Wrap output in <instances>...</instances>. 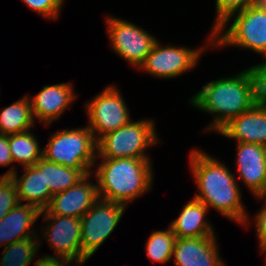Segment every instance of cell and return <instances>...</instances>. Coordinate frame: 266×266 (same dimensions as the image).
Segmentation results:
<instances>
[{
	"instance_id": "1",
	"label": "cell",
	"mask_w": 266,
	"mask_h": 266,
	"mask_svg": "<svg viewBox=\"0 0 266 266\" xmlns=\"http://www.w3.org/2000/svg\"><path fill=\"white\" fill-rule=\"evenodd\" d=\"M189 162L199 190L194 198L208 208L211 206L226 218L246 226L250 218L242 203L237 178L229 168L198 149L192 150Z\"/></svg>"
},
{
	"instance_id": "2",
	"label": "cell",
	"mask_w": 266,
	"mask_h": 266,
	"mask_svg": "<svg viewBox=\"0 0 266 266\" xmlns=\"http://www.w3.org/2000/svg\"><path fill=\"white\" fill-rule=\"evenodd\" d=\"M190 103L201 111L212 113L213 122L206 129L218 132L230 120L257 103L250 69L233 77L210 81L190 99Z\"/></svg>"
},
{
	"instance_id": "3",
	"label": "cell",
	"mask_w": 266,
	"mask_h": 266,
	"mask_svg": "<svg viewBox=\"0 0 266 266\" xmlns=\"http://www.w3.org/2000/svg\"><path fill=\"white\" fill-rule=\"evenodd\" d=\"M101 160L94 171L99 198L127 206L151 189L153 169L149 158Z\"/></svg>"
},
{
	"instance_id": "4",
	"label": "cell",
	"mask_w": 266,
	"mask_h": 266,
	"mask_svg": "<svg viewBox=\"0 0 266 266\" xmlns=\"http://www.w3.org/2000/svg\"><path fill=\"white\" fill-rule=\"evenodd\" d=\"M232 17H235L233 23L225 33H222ZM209 38L208 43L213 47L232 45L250 49L266 57V7L258 1L232 13L212 30Z\"/></svg>"
},
{
	"instance_id": "5",
	"label": "cell",
	"mask_w": 266,
	"mask_h": 266,
	"mask_svg": "<svg viewBox=\"0 0 266 266\" xmlns=\"http://www.w3.org/2000/svg\"><path fill=\"white\" fill-rule=\"evenodd\" d=\"M42 150L47 161L74 169H92L97 160V141L88 126L54 132Z\"/></svg>"
},
{
	"instance_id": "6",
	"label": "cell",
	"mask_w": 266,
	"mask_h": 266,
	"mask_svg": "<svg viewBox=\"0 0 266 266\" xmlns=\"http://www.w3.org/2000/svg\"><path fill=\"white\" fill-rule=\"evenodd\" d=\"M154 124L149 119L130 121L105 134L97 141L96 158H150L145 149L159 142Z\"/></svg>"
},
{
	"instance_id": "7",
	"label": "cell",
	"mask_w": 266,
	"mask_h": 266,
	"mask_svg": "<svg viewBox=\"0 0 266 266\" xmlns=\"http://www.w3.org/2000/svg\"><path fill=\"white\" fill-rule=\"evenodd\" d=\"M126 205L99 198L81 217L82 253L89 259L111 235Z\"/></svg>"
},
{
	"instance_id": "8",
	"label": "cell",
	"mask_w": 266,
	"mask_h": 266,
	"mask_svg": "<svg viewBox=\"0 0 266 266\" xmlns=\"http://www.w3.org/2000/svg\"><path fill=\"white\" fill-rule=\"evenodd\" d=\"M119 91L115 85H109L85 105L89 116L87 126L96 141L131 121L129 110Z\"/></svg>"
},
{
	"instance_id": "9",
	"label": "cell",
	"mask_w": 266,
	"mask_h": 266,
	"mask_svg": "<svg viewBox=\"0 0 266 266\" xmlns=\"http://www.w3.org/2000/svg\"><path fill=\"white\" fill-rule=\"evenodd\" d=\"M107 32L113 51L139 69L157 42L137 25L116 17H107Z\"/></svg>"
},
{
	"instance_id": "10",
	"label": "cell",
	"mask_w": 266,
	"mask_h": 266,
	"mask_svg": "<svg viewBox=\"0 0 266 266\" xmlns=\"http://www.w3.org/2000/svg\"><path fill=\"white\" fill-rule=\"evenodd\" d=\"M43 214V222L50 221L44 227V238L54 249L56 258L74 260L75 266L85 263L88 258L82 253L81 218L52 215L46 209L40 216Z\"/></svg>"
},
{
	"instance_id": "11",
	"label": "cell",
	"mask_w": 266,
	"mask_h": 266,
	"mask_svg": "<svg viewBox=\"0 0 266 266\" xmlns=\"http://www.w3.org/2000/svg\"><path fill=\"white\" fill-rule=\"evenodd\" d=\"M205 48L161 46L157 41L140 69L157 78H175L193 69Z\"/></svg>"
},
{
	"instance_id": "12",
	"label": "cell",
	"mask_w": 266,
	"mask_h": 266,
	"mask_svg": "<svg viewBox=\"0 0 266 266\" xmlns=\"http://www.w3.org/2000/svg\"><path fill=\"white\" fill-rule=\"evenodd\" d=\"M88 177L91 173L66 191L54 194L46 210L52 215L81 218L99 199L97 184L90 183Z\"/></svg>"
},
{
	"instance_id": "13",
	"label": "cell",
	"mask_w": 266,
	"mask_h": 266,
	"mask_svg": "<svg viewBox=\"0 0 266 266\" xmlns=\"http://www.w3.org/2000/svg\"><path fill=\"white\" fill-rule=\"evenodd\" d=\"M24 168L25 172L20 177L13 166L0 177H10L14 182L19 203L25 201V204L36 206L40 211L45 210L53 195L49 187H45L44 158L35 165Z\"/></svg>"
},
{
	"instance_id": "14",
	"label": "cell",
	"mask_w": 266,
	"mask_h": 266,
	"mask_svg": "<svg viewBox=\"0 0 266 266\" xmlns=\"http://www.w3.org/2000/svg\"><path fill=\"white\" fill-rule=\"evenodd\" d=\"M216 236L176 238L175 266H225L218 254Z\"/></svg>"
},
{
	"instance_id": "15",
	"label": "cell",
	"mask_w": 266,
	"mask_h": 266,
	"mask_svg": "<svg viewBox=\"0 0 266 266\" xmlns=\"http://www.w3.org/2000/svg\"><path fill=\"white\" fill-rule=\"evenodd\" d=\"M236 145L239 178L255 196L266 193V147L243 142Z\"/></svg>"
},
{
	"instance_id": "16",
	"label": "cell",
	"mask_w": 266,
	"mask_h": 266,
	"mask_svg": "<svg viewBox=\"0 0 266 266\" xmlns=\"http://www.w3.org/2000/svg\"><path fill=\"white\" fill-rule=\"evenodd\" d=\"M217 133L236 139L237 143H254L266 147V105L256 103L250 110L230 120Z\"/></svg>"
},
{
	"instance_id": "17",
	"label": "cell",
	"mask_w": 266,
	"mask_h": 266,
	"mask_svg": "<svg viewBox=\"0 0 266 266\" xmlns=\"http://www.w3.org/2000/svg\"><path fill=\"white\" fill-rule=\"evenodd\" d=\"M75 98L76 94L70 83L46 85L37 95L30 97L33 118L48 125L58 120Z\"/></svg>"
},
{
	"instance_id": "18",
	"label": "cell",
	"mask_w": 266,
	"mask_h": 266,
	"mask_svg": "<svg viewBox=\"0 0 266 266\" xmlns=\"http://www.w3.org/2000/svg\"><path fill=\"white\" fill-rule=\"evenodd\" d=\"M22 203H18L0 219V244L4 247L22 239L38 238L31 227L41 211L36 206Z\"/></svg>"
},
{
	"instance_id": "19",
	"label": "cell",
	"mask_w": 266,
	"mask_h": 266,
	"mask_svg": "<svg viewBox=\"0 0 266 266\" xmlns=\"http://www.w3.org/2000/svg\"><path fill=\"white\" fill-rule=\"evenodd\" d=\"M208 207L198 199H191L181 210L179 217L169 225L176 238L215 236L213 227L204 217Z\"/></svg>"
},
{
	"instance_id": "20",
	"label": "cell",
	"mask_w": 266,
	"mask_h": 266,
	"mask_svg": "<svg viewBox=\"0 0 266 266\" xmlns=\"http://www.w3.org/2000/svg\"><path fill=\"white\" fill-rule=\"evenodd\" d=\"M35 123L30 97L23 98L5 107L0 112V134L11 135L31 129Z\"/></svg>"
},
{
	"instance_id": "21",
	"label": "cell",
	"mask_w": 266,
	"mask_h": 266,
	"mask_svg": "<svg viewBox=\"0 0 266 266\" xmlns=\"http://www.w3.org/2000/svg\"><path fill=\"white\" fill-rule=\"evenodd\" d=\"M92 172L91 169L69 168L44 159L45 187H49L52 195L66 191Z\"/></svg>"
},
{
	"instance_id": "22",
	"label": "cell",
	"mask_w": 266,
	"mask_h": 266,
	"mask_svg": "<svg viewBox=\"0 0 266 266\" xmlns=\"http://www.w3.org/2000/svg\"><path fill=\"white\" fill-rule=\"evenodd\" d=\"M28 131L9 135L10 152L14 163L23 167L33 166L42 158L39 142L33 133Z\"/></svg>"
},
{
	"instance_id": "23",
	"label": "cell",
	"mask_w": 266,
	"mask_h": 266,
	"mask_svg": "<svg viewBox=\"0 0 266 266\" xmlns=\"http://www.w3.org/2000/svg\"><path fill=\"white\" fill-rule=\"evenodd\" d=\"M40 244L37 238H27L5 246L0 265L29 266Z\"/></svg>"
},
{
	"instance_id": "24",
	"label": "cell",
	"mask_w": 266,
	"mask_h": 266,
	"mask_svg": "<svg viewBox=\"0 0 266 266\" xmlns=\"http://www.w3.org/2000/svg\"><path fill=\"white\" fill-rule=\"evenodd\" d=\"M176 235L170 226L165 231L158 230L151 233L146 242L147 258L152 262L167 263L172 259Z\"/></svg>"
},
{
	"instance_id": "25",
	"label": "cell",
	"mask_w": 266,
	"mask_h": 266,
	"mask_svg": "<svg viewBox=\"0 0 266 266\" xmlns=\"http://www.w3.org/2000/svg\"><path fill=\"white\" fill-rule=\"evenodd\" d=\"M19 203L14 182L10 177H0V219Z\"/></svg>"
},
{
	"instance_id": "26",
	"label": "cell",
	"mask_w": 266,
	"mask_h": 266,
	"mask_svg": "<svg viewBox=\"0 0 266 266\" xmlns=\"http://www.w3.org/2000/svg\"><path fill=\"white\" fill-rule=\"evenodd\" d=\"M258 1L260 0H216L217 18L212 29H216L232 13L243 10Z\"/></svg>"
},
{
	"instance_id": "27",
	"label": "cell",
	"mask_w": 266,
	"mask_h": 266,
	"mask_svg": "<svg viewBox=\"0 0 266 266\" xmlns=\"http://www.w3.org/2000/svg\"><path fill=\"white\" fill-rule=\"evenodd\" d=\"M29 8L43 17L57 20L64 0H22Z\"/></svg>"
},
{
	"instance_id": "28",
	"label": "cell",
	"mask_w": 266,
	"mask_h": 266,
	"mask_svg": "<svg viewBox=\"0 0 266 266\" xmlns=\"http://www.w3.org/2000/svg\"><path fill=\"white\" fill-rule=\"evenodd\" d=\"M249 69L254 79L256 102L266 105V57L265 62L252 66Z\"/></svg>"
},
{
	"instance_id": "29",
	"label": "cell",
	"mask_w": 266,
	"mask_h": 266,
	"mask_svg": "<svg viewBox=\"0 0 266 266\" xmlns=\"http://www.w3.org/2000/svg\"><path fill=\"white\" fill-rule=\"evenodd\" d=\"M257 198H266V193L255 196ZM256 235L258 237L260 250L266 248V204L261 208L260 211L255 215Z\"/></svg>"
},
{
	"instance_id": "30",
	"label": "cell",
	"mask_w": 266,
	"mask_h": 266,
	"mask_svg": "<svg viewBox=\"0 0 266 266\" xmlns=\"http://www.w3.org/2000/svg\"><path fill=\"white\" fill-rule=\"evenodd\" d=\"M13 158L10 152L9 135L0 134V165L10 166L13 164Z\"/></svg>"
},
{
	"instance_id": "31",
	"label": "cell",
	"mask_w": 266,
	"mask_h": 266,
	"mask_svg": "<svg viewBox=\"0 0 266 266\" xmlns=\"http://www.w3.org/2000/svg\"><path fill=\"white\" fill-rule=\"evenodd\" d=\"M74 260L56 258V256H43L39 258L34 266H69Z\"/></svg>"
},
{
	"instance_id": "32",
	"label": "cell",
	"mask_w": 266,
	"mask_h": 266,
	"mask_svg": "<svg viewBox=\"0 0 266 266\" xmlns=\"http://www.w3.org/2000/svg\"><path fill=\"white\" fill-rule=\"evenodd\" d=\"M262 3H263V5L266 7V0H260Z\"/></svg>"
}]
</instances>
